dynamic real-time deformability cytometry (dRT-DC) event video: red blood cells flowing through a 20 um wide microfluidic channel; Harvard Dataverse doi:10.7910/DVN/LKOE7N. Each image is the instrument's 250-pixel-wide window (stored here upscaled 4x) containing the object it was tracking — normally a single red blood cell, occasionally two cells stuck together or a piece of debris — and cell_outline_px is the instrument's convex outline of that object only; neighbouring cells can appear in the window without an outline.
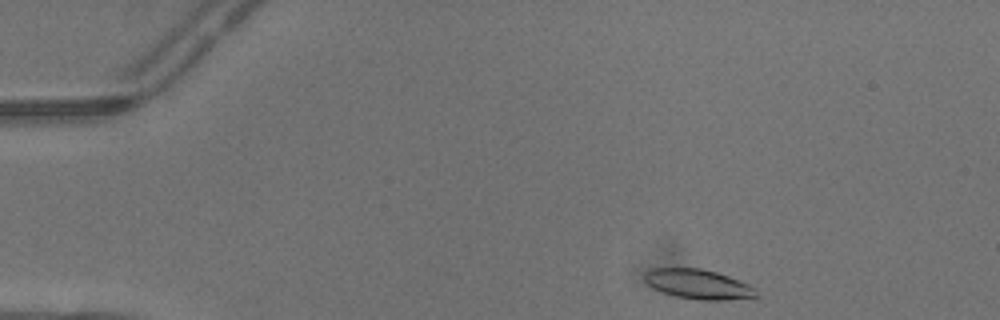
{"species": "common noctule bat (a hibernating species)", "species_latin": "Nyctalus noctula", "temperature_condition": "warm", "stored_images_in_passage": 3, "camera_frame_rate_fps": 3000, "um_per_image_px": 0.085, "animal": {"sex": "male", "body_mass_g": 13.3}, "frame": {"image": 1, "passage_image": 1, "time_ms": 0.0, "image_size_px": [1000, 320], "cell_outline_px": [[760, 296], [724, 300], [700, 300], [676, 296], [652, 288], [644, 280], [644, 272], [648, 268], [700, 268], [716, 272], [728, 276], [748, 284], [756, 288]], "centroid_in_image_um": [59.33, 24.15], "position_along_channel_um": 25.7, "area_um2": 19.36}}